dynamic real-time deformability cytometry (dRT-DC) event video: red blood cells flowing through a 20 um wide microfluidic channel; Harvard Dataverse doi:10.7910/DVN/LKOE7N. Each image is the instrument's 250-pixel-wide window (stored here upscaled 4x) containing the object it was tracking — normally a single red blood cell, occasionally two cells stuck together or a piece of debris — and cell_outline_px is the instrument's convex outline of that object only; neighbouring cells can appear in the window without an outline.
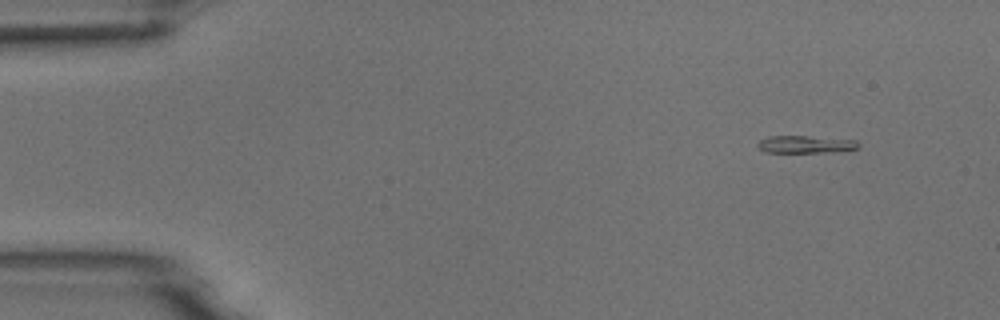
{"species": "common noctule bat (a hibernating species)", "species_latin": "Nyctalus noctula", "temperature_condition": "room temperature", "stored_images_in_passage": 4, "camera_frame_rate_fps": 3000, "um_per_image_px": 0.085, "animal": {"sex": "male", "body_mass_g": 18.8}, "frame": {"image": 1, "passage_image": 2, "time_ms": 1.333, "image_size_px": [1000, 320], "cell_outline_px": [[860, 148], [836, 152], [764, 152], [756, 144], [760, 140], [768, 136], [808, 136], [856, 140], [860, 144]], "centroid_in_image_um": [68.51, 12.27], "position_along_channel_um": 16.5, "area_um2": 10.29}}